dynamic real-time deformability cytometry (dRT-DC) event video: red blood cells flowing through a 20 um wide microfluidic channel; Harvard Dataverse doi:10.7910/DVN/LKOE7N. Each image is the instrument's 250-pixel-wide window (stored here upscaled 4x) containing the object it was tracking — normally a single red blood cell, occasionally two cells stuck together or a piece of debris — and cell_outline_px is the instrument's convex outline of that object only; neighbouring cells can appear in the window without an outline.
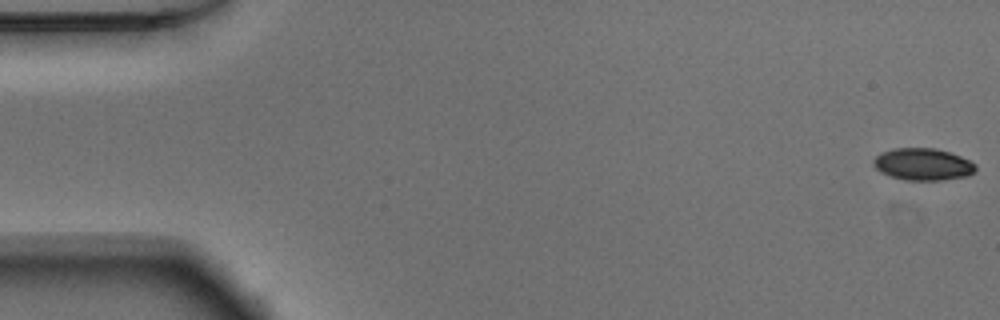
{"species": "Egyptian fruit bat (a non-hibernating species)", "species_latin": "Rousettus aegyptiacus", "temperature_condition": "warm", "stored_images_in_passage": 53, "segment_of_instrument_passage": [1, 2], "camera_frame_rate_fps": 3000, "um_per_image_px": 0.085, "animal": {"sex": "male"}, "frame": {"image": 1, "passage_image": 1, "time_ms": 0.0, "image_size_px": [1000, 320], "cell_outline_px": [[976, 168], [968, 176], [940, 180], [904, 180], [880, 172], [872, 164], [872, 160], [880, 152], [892, 148], [936, 148], [960, 156], [976, 164]], "centroid_in_image_um": [78.41, 13.96], "position_along_channel_um": 6.6, "area_um2": 19.07}}
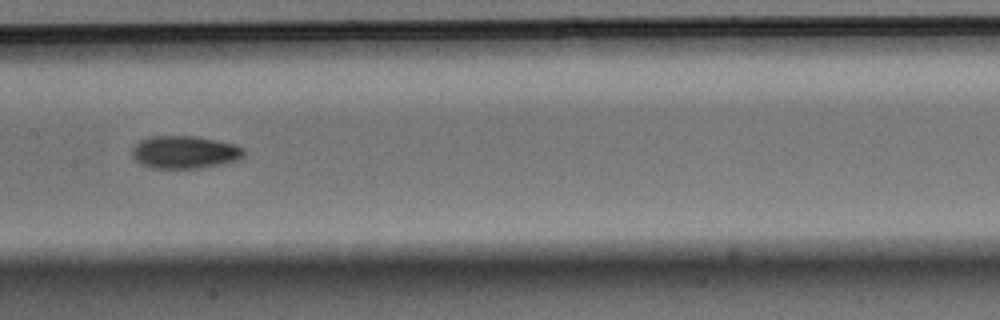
{"frame": {"image": 2, "passage_image": 26, "time_ms": 8.333, "image_size_px": [1000, 320], "cell_outline_px": [[244, 156], [236, 160], [220, 164], [200, 168], [152, 168], [140, 164], [132, 156], [132, 148], [140, 140], [148, 136], [196, 136], [236, 144], [244, 148]], "centroid_in_image_um": [15.68, 12.93], "position_along_channel_um": 191.7, "area_um2": 21.39}}
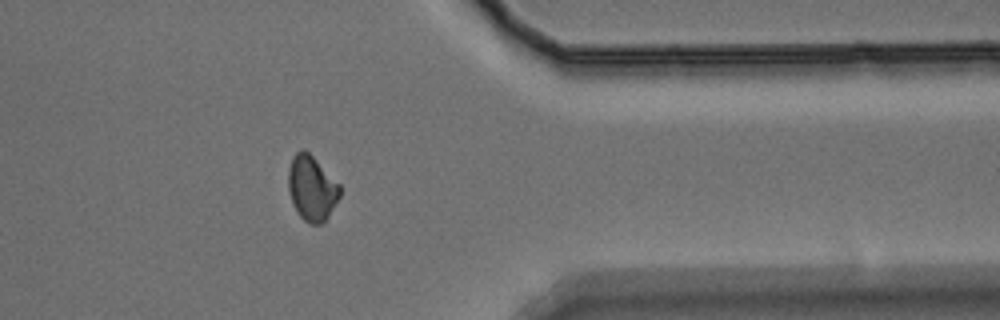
{"frame": {"image": 3, "passage_image": 42, "time_ms": 13.667, "image_size_px": [1000, 320], "cell_outline_px": [[340, 196], [324, 224], [312, 224], [304, 220], [296, 212], [292, 204], [288, 188], [288, 168], [292, 156], [296, 152], [308, 152], [340, 184]], "centroid_in_image_um": [26.49, 16.03], "position_along_channel_um": 384.9, "area_um2": 19.54}}